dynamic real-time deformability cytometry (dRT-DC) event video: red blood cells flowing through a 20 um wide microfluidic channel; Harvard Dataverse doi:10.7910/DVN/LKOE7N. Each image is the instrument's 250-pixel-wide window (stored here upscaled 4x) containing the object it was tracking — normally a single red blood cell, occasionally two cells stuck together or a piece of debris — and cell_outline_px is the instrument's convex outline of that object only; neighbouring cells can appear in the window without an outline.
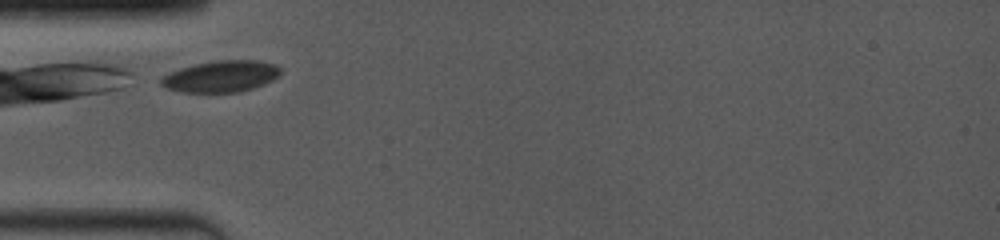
{"species": "common noctule bat (a hibernating species)", "species_latin": "Nyctalus noctula", "temperature_condition": "room temperature", "stored_images_in_passage": 2, "camera_frame_rate_fps": 4000, "um_per_image_px": 0.085, "animal": {"sex": "female", "body_mass_g": 19.0, "forearm_length_mm": 53.3}, "frame": {"image": 1, "passage_image": 1, "time_ms": 0.0, "image_size_px": [1000, 240], "cell_outline_px": [[280, 76], [264, 84], [240, 92], [184, 92], [168, 88], [160, 84], [160, 80], [168, 72], [192, 64], [220, 60], [256, 60], [276, 64], [280, 68]], "centroid_in_image_um": [18.8, 6.48], "position_along_channel_um": 66.2, "area_um2": 21.91}}